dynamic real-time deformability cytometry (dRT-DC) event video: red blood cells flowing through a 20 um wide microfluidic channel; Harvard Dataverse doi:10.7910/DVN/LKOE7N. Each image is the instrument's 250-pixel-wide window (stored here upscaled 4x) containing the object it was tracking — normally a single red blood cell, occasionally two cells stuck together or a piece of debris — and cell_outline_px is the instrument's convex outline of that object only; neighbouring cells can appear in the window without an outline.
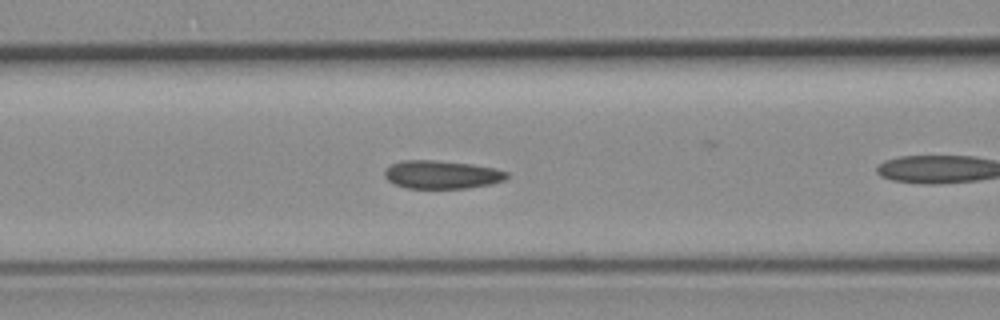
{"species": "common noctule bat (a hibernating species)", "species_latin": "Nyctalus noctula", "temperature_condition": "room temperature", "stored_images_in_passage": 41, "camera_frame_rate_fps": 3000, "um_per_image_px": 0.085, "animal": {"sex": "female", "body_mass_g": 19.3, "forearm_length_mm": 54.1}, "frame": {"image": 1, "passage_image": 8, "time_ms": 2.333, "image_size_px": [1000, 320], "cell_outline_px": [[508, 176], [504, 180], [492, 184], [468, 188], [408, 188], [396, 184], [388, 180], [384, 176], [384, 168], [400, 160], [436, 160], [472, 164], [496, 168], [508, 172]], "centroid_in_image_um": [37.55, 14.83], "position_along_channel_um": 129.0, "area_um2": 20.23}}
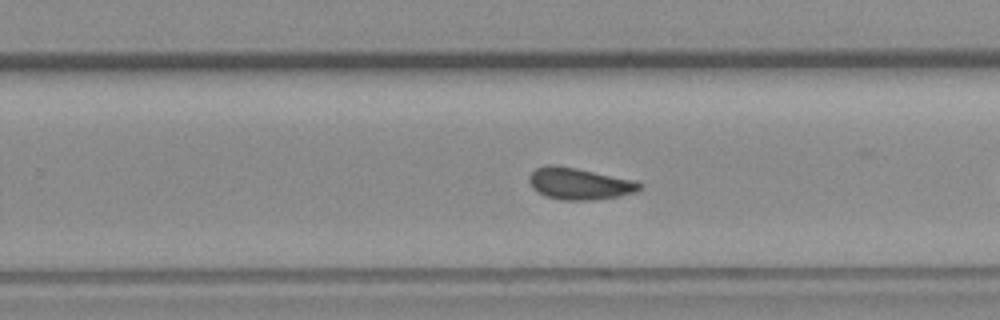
{"frame": {"image": 2, "passage_image": 20, "time_ms": 6.333, "image_size_px": [1000, 320], "cell_outline_px": [[644, 184], [636, 192], [620, 196], [592, 200], [560, 200], [548, 196], [532, 188], [528, 180], [528, 176], [536, 168], [548, 164], [556, 164], [636, 180]], "centroid_in_image_um": [49.26, 15.6], "position_along_channel_um": 280.5, "area_um2": 20.52}}
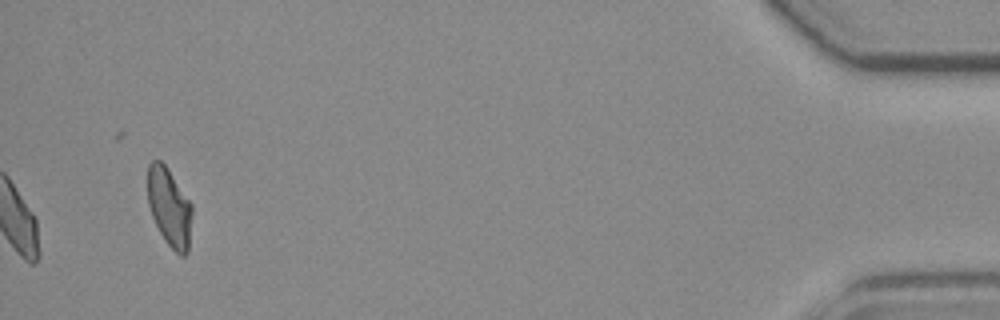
{"frame": {"image": 3, "passage_image": 41, "time_ms": 13.333, "image_size_px": [1000, 320], "cell_outline_px": [[192, 212], [188, 252], [184, 256], [180, 256], [164, 240], [152, 216], [148, 204], [148, 164], [152, 160], [160, 160], [168, 168], [192, 204]], "centroid_in_image_um": [14.4, 17.61], "position_along_channel_um": 420.8, "area_um2": 20.29}, "authors_computed_cell_mechanics": {"area_um2": 19.8832, "velocity_mm_per_s": 3.7933, "shape_relaxation_time_tau1_ms": null, "shape_relaxation_time_tau2_ms": 1.3661, "deformation_change_tau1": null, "deformation_change_tau2": 0.0412}}